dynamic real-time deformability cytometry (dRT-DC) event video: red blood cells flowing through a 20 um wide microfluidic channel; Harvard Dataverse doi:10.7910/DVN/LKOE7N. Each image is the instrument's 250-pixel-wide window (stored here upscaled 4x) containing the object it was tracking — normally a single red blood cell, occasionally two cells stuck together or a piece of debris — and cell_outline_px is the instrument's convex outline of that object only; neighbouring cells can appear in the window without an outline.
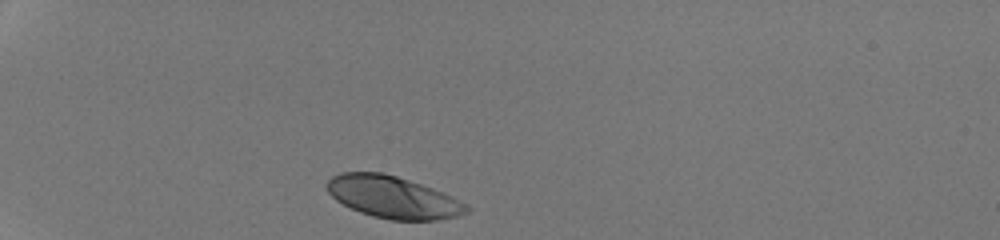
{"species": "human", "species_latin": "Homo sapiens", "temperature_condition": "room temperature", "stored_images_in_passage": 30, "camera_frame_rate_fps": 3000, "um_per_image_px": 0.085, "donor": {"sex": "male"}, "frame": {"image": 1, "passage_image": 1, "time_ms": 0.0, "image_size_px": [1000, 240], "cell_outline_px": [[472, 208], [468, 212], [456, 216], [436, 220], [392, 220], [372, 216], [360, 212], [336, 200], [328, 192], [328, 180], [332, 176], [340, 172], [380, 172], [396, 176], [432, 188], [452, 196]], "centroid_in_image_um": [33.41, 16.76], "position_along_channel_um": 51.6, "area_um2": 33.87}}
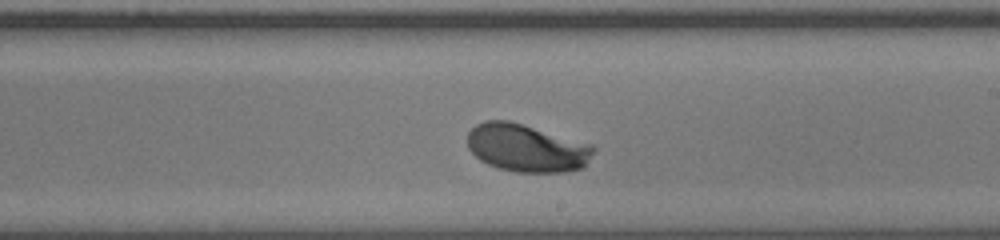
{"frame": {"image": 2, "passage_image": 18, "time_ms": 5.667, "image_size_px": [1000, 240], "cell_outline_px": [[596, 148], [584, 168], [564, 172], [516, 172], [500, 168], [488, 164], [480, 160], [468, 148], [468, 132], [476, 124], [484, 120], [508, 120], [592, 144]], "centroid_in_image_um": [44.77, 12.58], "position_along_channel_um": 244.2, "area_um2": 35.08}}
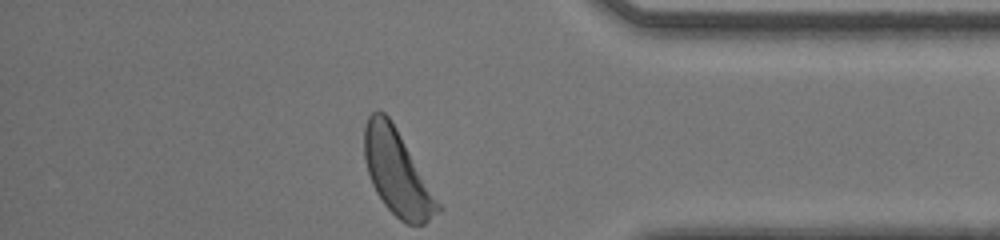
{"frame": {"image": 3, "passage_image": 30, "time_ms": 9.667, "image_size_px": [1000, 240], "cell_outline_px": [[444, 208], [424, 224], [408, 224], [400, 220], [384, 204], [376, 192], [372, 184], [368, 172], [364, 156], [364, 128], [368, 116], [372, 112], [384, 112], [388, 116], [396, 128]], "centroid_in_image_um": [33.77, 14.7], "position_along_channel_um": 401.4, "area_um2": 36.07}, "authors_computed_cell_mechanics": {"area_um2": 34.7667, "velocity_mm_per_s": 4.2218, "shape_relaxation_time_tau1_ms": 2.3706, "shape_relaxation_time_tau2_ms": null, "deformation_change_tau1": 0.1719, "deformation_change_tau2": null}}